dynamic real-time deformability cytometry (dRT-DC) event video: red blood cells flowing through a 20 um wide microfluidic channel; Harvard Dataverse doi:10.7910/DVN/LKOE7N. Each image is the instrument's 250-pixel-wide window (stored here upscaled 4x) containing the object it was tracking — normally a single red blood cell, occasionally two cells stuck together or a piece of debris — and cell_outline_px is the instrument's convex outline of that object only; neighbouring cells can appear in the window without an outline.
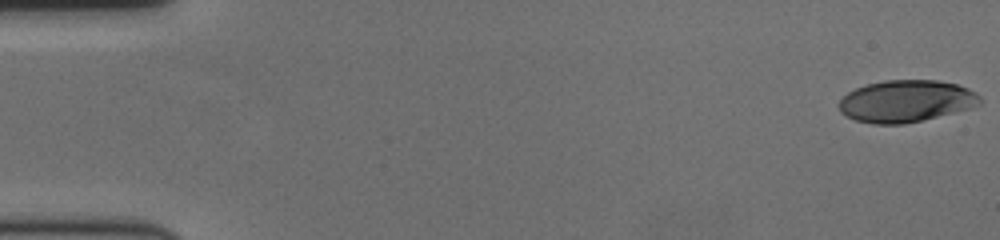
{"species": "human", "species_latin": "Homo sapiens", "temperature_condition": "cold", "stored_images_in_passage": 59, "camera_frame_rate_fps": 3000, "um_per_image_px": 0.085, "donor": {"sex": "female"}, "frame": {"image": 1, "passage_image": 1, "time_ms": 0.0, "image_size_px": [1000, 240], "cell_outline_px": [[980, 104], [968, 108], [924, 120], [904, 124], [872, 124], [856, 120], [840, 112], [836, 104], [848, 92], [856, 88], [868, 84], [884, 80], [936, 80], [956, 84], [968, 88], [976, 92], [980, 96]], "centroid_in_image_um": [76.99, 8.6], "position_along_channel_um": 8.0, "area_um2": 34.45}}
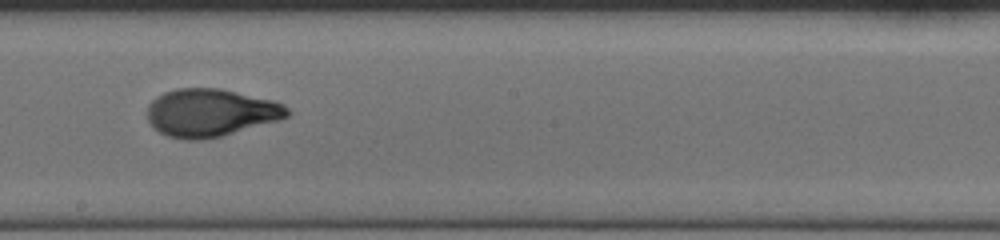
{"frame": {"image": 2, "passage_image": 34, "time_ms": 11.0, "image_size_px": [1000, 240], "cell_outline_px": [[292, 112], [288, 116], [280, 120], [220, 136], [204, 140], [184, 140], [168, 136], [152, 128], [148, 120], [148, 104], [156, 96], [164, 92], [176, 88], [220, 88], [276, 100], [284, 104]], "centroid_in_image_um": [17.91, 9.57], "position_along_channel_um": 230.3, "area_um2": 39.42}}
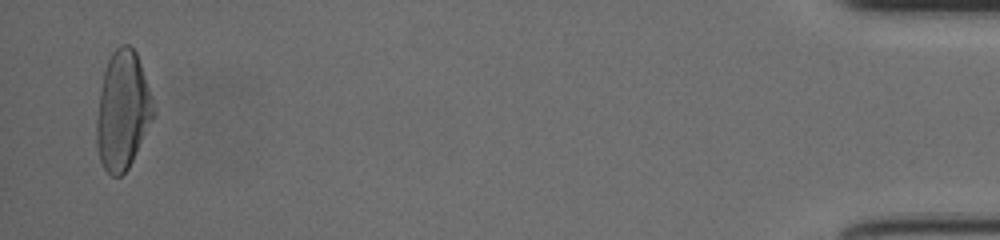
{"frame": {"image": 3, "passage_image": 58, "time_ms": 19.0, "image_size_px": [1000, 240], "cell_outline_px": [[156, 112], [128, 168], [120, 176], [112, 176], [104, 168], [100, 160], [96, 144], [96, 120], [100, 92], [104, 68], [112, 52], [120, 44], [128, 44], [136, 52]], "centroid_in_image_um": [10.4, 9.39], "position_along_channel_um": 424.8, "area_um2": 38.73}, "authors_computed_cell_mechanics": {"area_um2": 37.3966, "velocity_mm_per_s": 3.5375, "shape_relaxation_time_tau1_ms": 4.8145, "shape_relaxation_time_tau2_ms": 0.9361, "deformation_change_tau1": 0.2242, "deformation_change_tau2": 0.0569}}